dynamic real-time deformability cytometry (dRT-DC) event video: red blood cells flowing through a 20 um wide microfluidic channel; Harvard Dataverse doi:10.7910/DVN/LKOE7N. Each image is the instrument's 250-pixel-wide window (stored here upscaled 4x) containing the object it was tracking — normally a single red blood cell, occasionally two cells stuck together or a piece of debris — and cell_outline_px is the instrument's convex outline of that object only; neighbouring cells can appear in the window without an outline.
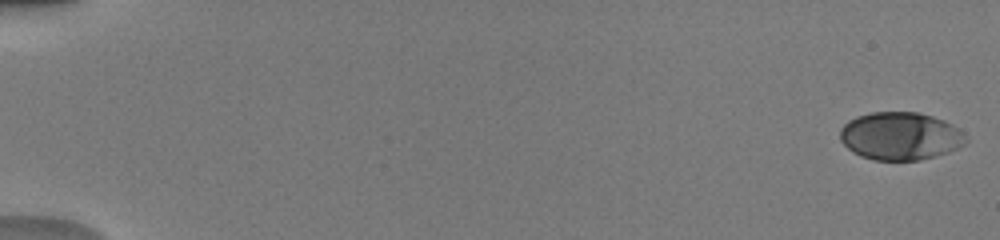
{"species": "human", "species_latin": "Homo sapiens", "temperature_condition": "warm", "stored_images_in_passage": 51, "camera_frame_rate_fps": 3000, "um_per_image_px": 0.085, "donor": {"sex": "male"}, "frame": {"image": 1, "passage_image": 1, "time_ms": 0.0, "image_size_px": [1000, 240], "cell_outline_px": [[968, 140], [964, 144], [948, 152], [936, 156], [920, 160], [872, 160], [860, 156], [852, 152], [840, 140], [840, 128], [848, 120], [856, 116], [872, 112], [920, 112], [944, 120], [952, 124]], "centroid_in_image_um": [76.49, 11.56], "position_along_channel_um": 8.5, "area_um2": 35.14}}
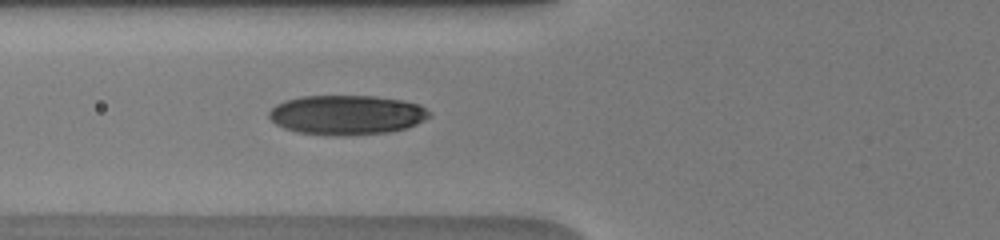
{"frame": {"image": 2, "passage_image": 21, "time_ms": 6.667, "image_size_px": [1000, 240], "cell_outline_px": [[432, 116], [408, 128], [392, 132], [344, 136], [296, 132], [284, 128], [276, 124], [268, 116], [268, 112], [276, 104], [284, 100], [300, 96], [376, 96], [404, 100], [420, 104], [432, 112]], "centroid_in_image_um": [29.51, 9.76], "position_along_channel_um": 96.3, "area_um2": 37.45}}
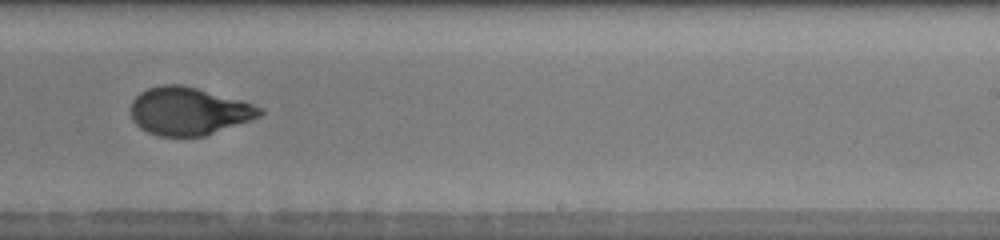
{"frame": {"image": 3, "passage_image": 34, "time_ms": 11.0, "image_size_px": [1000, 240], "cell_outline_px": [[264, 112], [260, 116], [204, 136], [160, 136], [148, 132], [140, 128], [132, 120], [132, 100], [140, 92], [148, 88], [160, 84], [180, 84], [244, 100], [264, 108]], "centroid_in_image_um": [16.05, 9.43], "position_along_channel_um": 273.0, "area_um2": 35.89}, "authors_computed_cell_mechanics": {"area_um2": 35.8938, "velocity_mm_per_s": 4.0714, "shape_relaxation_time_tau1_ms": 4.583, "shape_relaxation_time_tau2_ms": 0.8784, "deformation_change_tau1": 0.1994, "deformation_change_tau2": 0.0604}}